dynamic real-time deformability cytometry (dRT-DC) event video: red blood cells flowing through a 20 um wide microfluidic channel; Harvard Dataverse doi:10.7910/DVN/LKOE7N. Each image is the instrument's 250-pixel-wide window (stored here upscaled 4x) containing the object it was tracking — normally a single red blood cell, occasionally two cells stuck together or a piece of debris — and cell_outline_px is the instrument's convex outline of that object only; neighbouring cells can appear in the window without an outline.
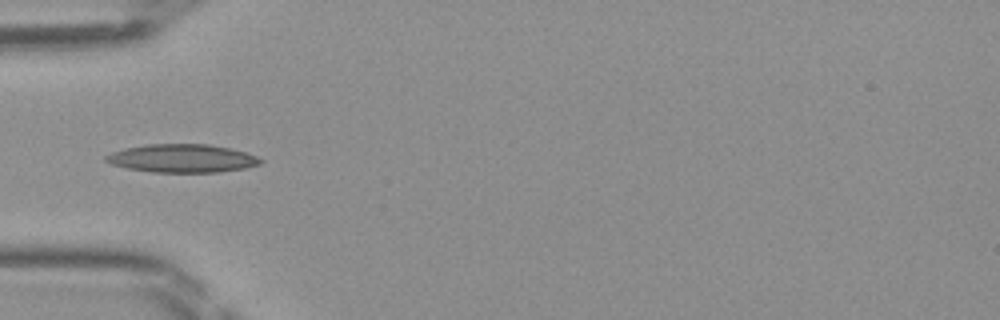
{"species": "Egyptian fruit bat (a non-hibernating species)", "species_latin": "Rousettus aegyptiacus", "temperature_condition": "room temperature", "stored_images_in_passage": 14, "camera_frame_rate_fps": 3000, "um_per_image_px": 0.085, "frame": {"image": 1, "passage_image": 3, "time_ms": 0.667, "image_size_px": [1000, 320], "cell_outline_px": [[264, 160], [260, 164], [244, 168], [216, 172], [152, 172], [128, 168], [112, 164], [104, 160], [104, 156], [112, 152], [124, 148], [144, 144], [208, 144], [228, 148], [244, 152], [256, 156]], "centroid_in_image_um": [15.45, 13.45], "position_along_channel_um": 69.6, "area_um2": 25.32}}
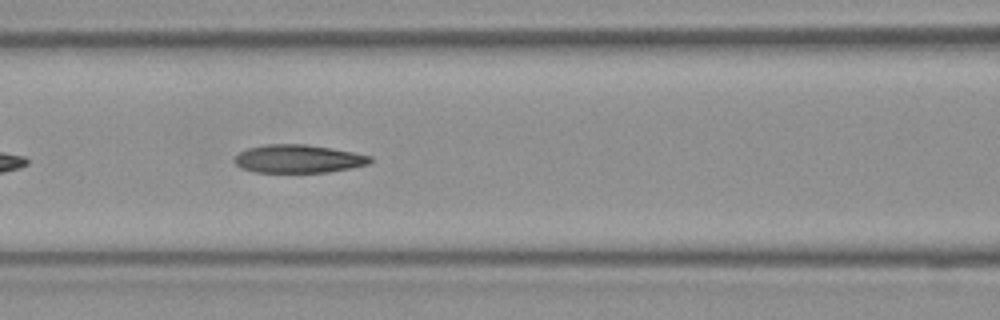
{"frame": {"image": 2, "passage_image": 8, "time_ms": 2.333, "image_size_px": [1000, 320], "cell_outline_px": [[372, 160], [368, 164], [352, 168], [328, 172], [256, 172], [240, 168], [232, 160], [240, 152], [248, 148], [264, 144], [308, 144], [332, 148], [372, 156]], "centroid_in_image_um": [25.35, 13.49], "position_along_channel_um": 141.3, "area_um2": 22.37}}
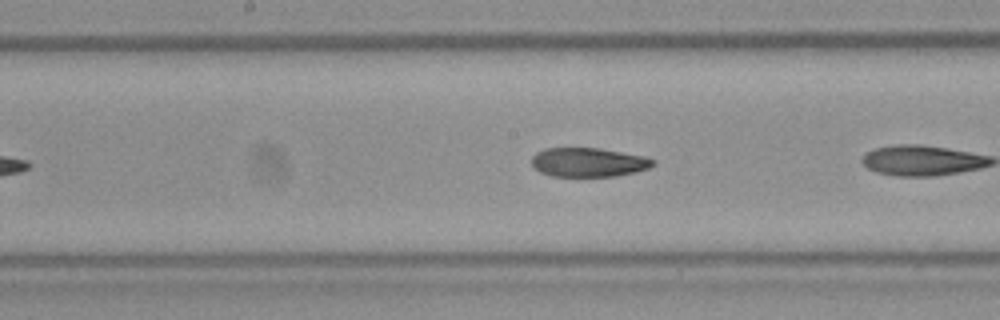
{"frame": {"image": 3, "passage_image": 10, "time_ms": 3.0, "image_size_px": [1000, 320], "cell_outline_px": [[656, 164], [648, 168], [636, 172], [616, 176], [552, 176], [540, 172], [532, 168], [532, 156], [536, 152], [544, 148], [600, 148], [644, 156], [656, 160]], "centroid_in_image_um": [50.01, 13.79], "position_along_channel_um": 198.2, "area_um2": 20.75}}